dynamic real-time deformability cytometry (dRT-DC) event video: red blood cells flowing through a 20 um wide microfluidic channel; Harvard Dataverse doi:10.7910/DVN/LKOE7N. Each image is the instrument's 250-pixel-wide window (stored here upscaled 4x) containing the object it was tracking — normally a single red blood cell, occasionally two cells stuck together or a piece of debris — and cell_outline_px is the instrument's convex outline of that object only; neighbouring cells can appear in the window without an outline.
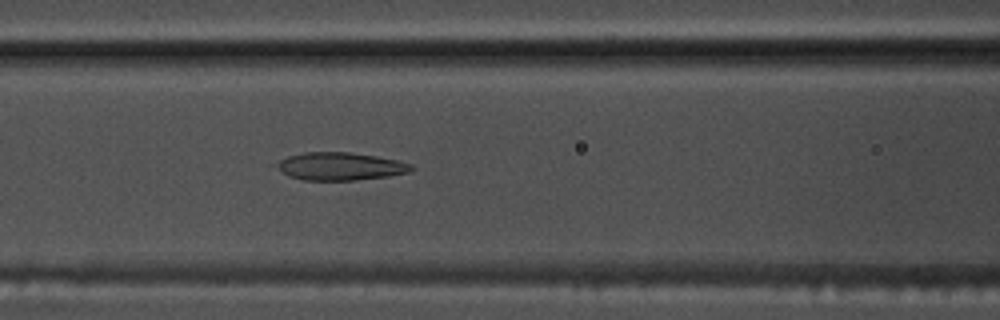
{"species": "common noctule bat (a hibernating species)", "species_latin": "Nyctalus noctula", "temperature_condition": "warm", "stored_images_in_passage": 31, "camera_frame_rate_fps": 3000, "um_per_image_px": 0.085, "animal": {"sex": "male", "body_mass_g": 17.5, "forearm_length_mm": 52.3}, "frame": {"image": 1, "passage_image": 22, "time_ms": 7.0, "image_size_px": [1000, 320], "cell_outline_px": [[416, 168], [408, 172], [388, 176], [356, 180], [304, 180], [288, 176], [268, 164], [288, 156], [304, 152], [348, 152], [376, 156], [396, 160], [412, 164]], "centroid_in_image_um": [28.83, 14.13], "position_along_channel_um": 137.8, "area_um2": 22.14}}
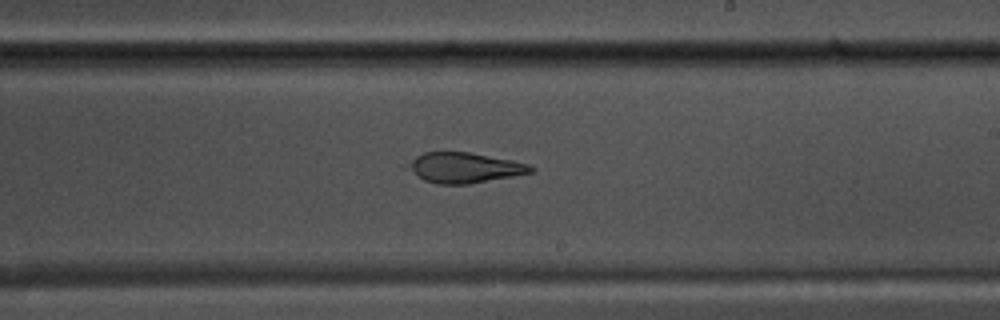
{"frame": {"image": 2, "passage_image": 31, "time_ms": 10.0, "image_size_px": [1000, 320], "cell_outline_px": [[536, 168], [532, 172], [512, 176], [468, 184], [436, 184], [424, 180], [400, 168], [404, 164], [416, 156], [424, 152], [468, 152], [512, 160], [528, 164]], "centroid_in_image_um": [39.35, 14.25], "position_along_channel_um": 249.7, "area_um2": 21.96}}